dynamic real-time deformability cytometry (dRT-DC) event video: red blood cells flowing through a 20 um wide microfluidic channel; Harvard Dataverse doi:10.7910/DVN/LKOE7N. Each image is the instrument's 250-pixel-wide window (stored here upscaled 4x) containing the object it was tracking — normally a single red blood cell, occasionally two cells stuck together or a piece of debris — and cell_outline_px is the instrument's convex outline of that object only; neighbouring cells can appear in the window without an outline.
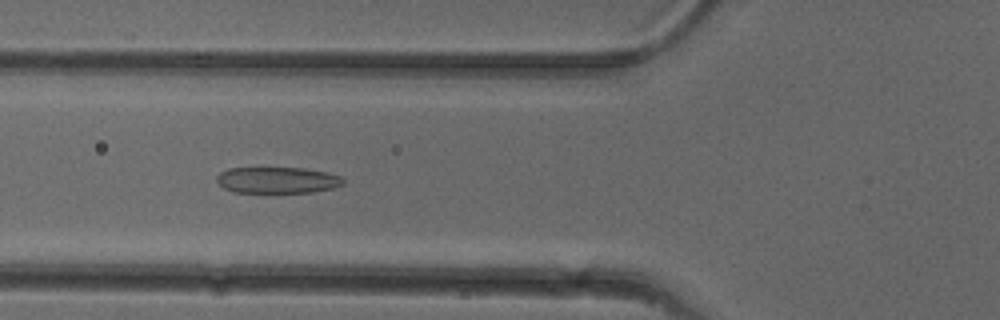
{"species": "common noctule bat (a hibernating species)", "species_latin": "Nyctalus noctula", "temperature_condition": "cold", "stored_images_in_passage": 50, "camera_frame_rate_fps": 3000, "um_per_image_px": 0.085, "animal": {"sex": "female"}, "frame": {"image": 1, "passage_image": 18, "time_ms": 5.667, "image_size_px": [1000, 320], "cell_outline_px": [[344, 184], [332, 188], [312, 192], [232, 192], [224, 188], [216, 180], [216, 176], [220, 172], [228, 168], [304, 168], [328, 172], [340, 176], [344, 180]], "centroid_in_image_um": [23.57, 15.3], "position_along_channel_um": 102.2, "area_um2": 19.36}}
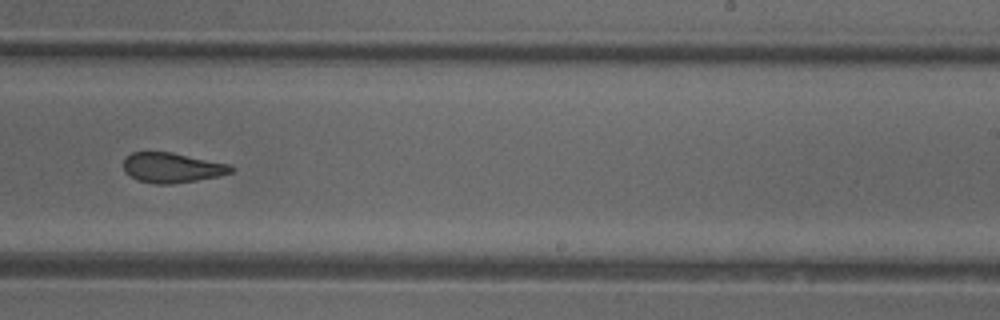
{"frame": {"image": 2, "passage_image": 31, "time_ms": 10.0, "image_size_px": [1000, 320], "cell_outline_px": [[236, 168], [232, 172], [220, 176], [172, 184], [156, 184], [140, 180], [124, 172], [124, 160], [132, 152], [172, 152], [228, 164]], "centroid_in_image_um": [14.65, 14.25], "position_along_channel_um": 274.4, "area_um2": 18.61}}
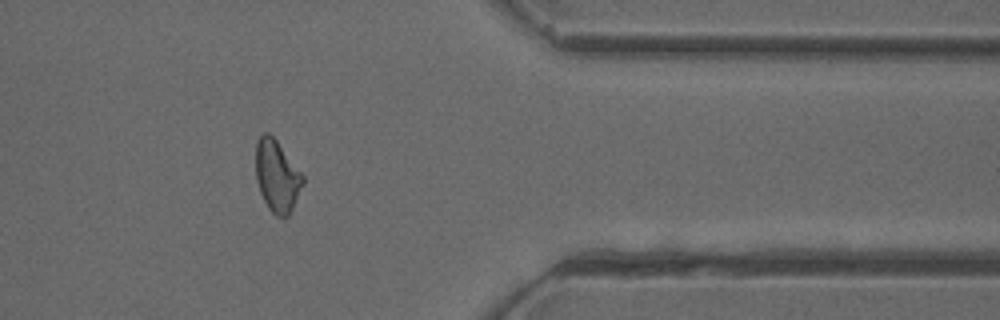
{"frame": {"image": 3, "passage_image": 41, "time_ms": 13.333, "image_size_px": [1000, 320], "cell_outline_px": [[304, 184], [288, 216], [276, 216], [268, 208], [260, 192], [256, 180], [256, 144], [260, 136], [264, 132], [268, 132], [276, 140], [304, 176]], "centroid_in_image_um": [23.54, 14.97], "position_along_channel_um": 387.9, "area_um2": 19.48}, "authors_computed_cell_mechanics": {"area_um2": 20.0566, "velocity_mm_per_s": 3.9712, "shape_relaxation_time_tau1_ms": null, "shape_relaxation_time_tau2_ms": 1.8688, "deformation_change_tau1": null, "deformation_change_tau2": 0.0961}}